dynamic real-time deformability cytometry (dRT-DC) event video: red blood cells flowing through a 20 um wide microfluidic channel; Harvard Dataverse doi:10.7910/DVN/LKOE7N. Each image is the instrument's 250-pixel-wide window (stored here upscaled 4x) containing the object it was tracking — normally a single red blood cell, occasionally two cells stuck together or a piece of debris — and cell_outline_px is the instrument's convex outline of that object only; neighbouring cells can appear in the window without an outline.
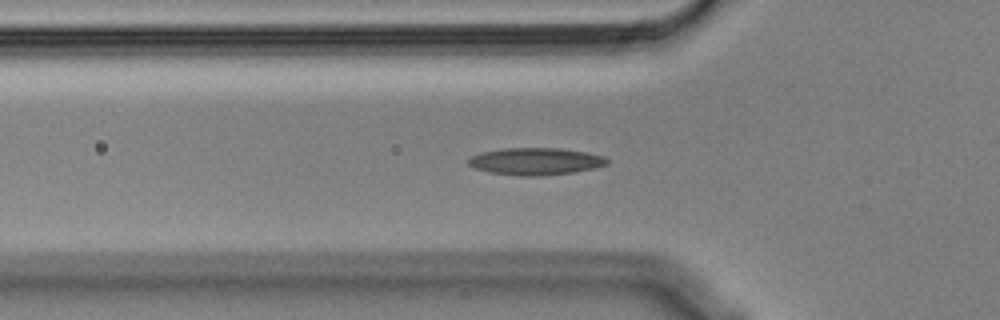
{"species": "Egyptian fruit bat (a non-hibernating species)", "species_latin": "Rousettus aegyptiacus", "temperature_condition": "cold", "stored_images_in_passage": 46, "camera_frame_rate_fps": 3000, "um_per_image_px": 0.085, "animal": {"sex": "male"}, "frame": {"image": 1, "passage_image": 8, "time_ms": 2.333, "image_size_px": [1000, 320], "cell_outline_px": [[608, 164], [596, 168], [576, 172], [540, 176], [520, 176], [492, 172], [476, 168], [468, 164], [468, 160], [472, 156], [484, 152], [504, 148], [560, 148], [584, 152], [604, 156], [608, 160]], "centroid_in_image_um": [45.58, 13.72], "position_along_channel_um": 80.2, "area_um2": 21.79}}
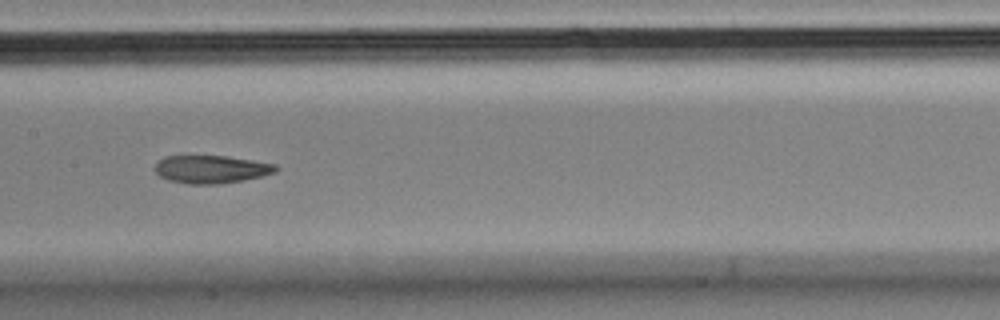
{"frame": {"image": 2, "passage_image": 17, "time_ms": 5.333, "image_size_px": [1000, 320], "cell_outline_px": [[280, 168], [276, 172], [244, 180], [220, 184], [188, 184], [168, 180], [160, 176], [156, 172], [156, 164], [164, 156], [224, 156], [252, 160], [276, 164]], "centroid_in_image_um": [17.98, 14.39], "position_along_channel_um": 189.4, "area_um2": 19.59}}
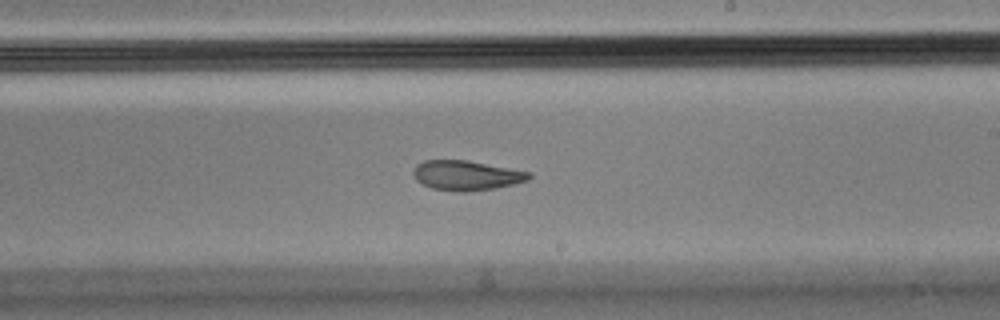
{"frame": {"image": 3, "passage_image": 22, "time_ms": 7.0, "image_size_px": [1000, 320], "cell_outline_px": [[532, 176], [528, 180], [496, 188], [468, 192], [460, 192], [432, 188], [416, 180], [412, 172], [416, 164], [424, 160], [468, 160], [532, 172]], "centroid_in_image_um": [39.65, 14.9], "position_along_channel_um": 249.3, "area_um2": 20.17}, "authors_computed_cell_mechanics": {"area_um2": 21.1548, "velocity_mm_per_s": 3.6088, "shape_relaxation_time_tau1_ms": null, "shape_relaxation_time_tau2_ms": 3.3828, "deformation_change_tau1": null, "deformation_change_tau2": 0.1034}}